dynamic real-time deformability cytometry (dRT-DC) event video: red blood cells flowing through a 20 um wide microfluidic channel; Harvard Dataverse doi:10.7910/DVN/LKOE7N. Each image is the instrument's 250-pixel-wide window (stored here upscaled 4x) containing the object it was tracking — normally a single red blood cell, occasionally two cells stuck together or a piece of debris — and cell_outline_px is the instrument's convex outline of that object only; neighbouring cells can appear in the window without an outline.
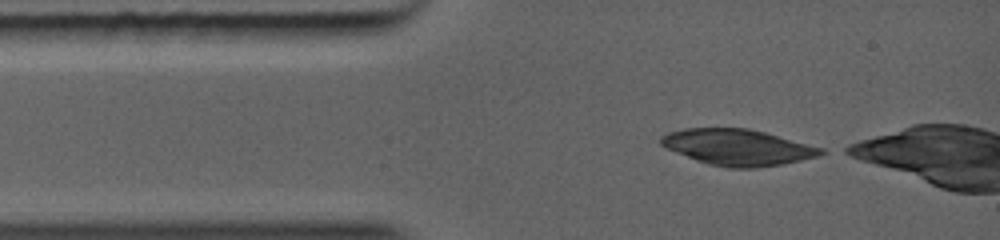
{"species": "common noctule bat (a hibernating species)", "species_latin": "Nyctalus noctula", "temperature_condition": "warm", "stored_images_in_passage": 1, "camera_frame_rate_fps": 5000, "um_per_image_px": 0.085, "animal": {"sex": "female", "body_mass_g": 19.0, "forearm_length_mm": 56.7}, "frame": {"image": 1, "passage_image": 1, "time_ms": 0.0, "image_size_px": [1000, 240], "cell_outline_px": [[828, 152], [820, 156], [780, 164], [756, 168], [728, 168], [708, 164], [696, 160], [676, 152], [660, 144], [660, 136], [668, 132], [684, 128], [748, 128], [764, 132], [824, 148]], "centroid_in_image_um": [62.71, 12.52], "position_along_channel_um": 22.3, "area_um2": 33.58}}